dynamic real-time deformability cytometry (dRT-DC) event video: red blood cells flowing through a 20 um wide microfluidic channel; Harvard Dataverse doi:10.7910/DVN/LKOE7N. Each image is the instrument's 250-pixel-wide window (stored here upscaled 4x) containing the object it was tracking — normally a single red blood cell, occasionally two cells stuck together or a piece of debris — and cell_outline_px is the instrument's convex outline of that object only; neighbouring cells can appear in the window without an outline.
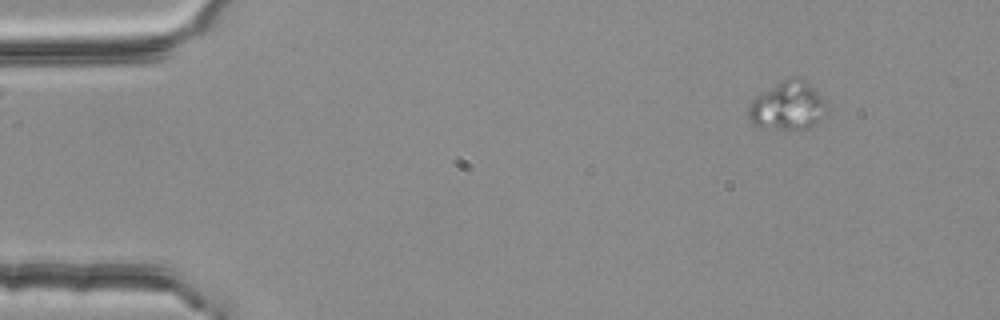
{"species": "common noctule bat (a hibernating species)", "species_latin": "Nyctalus noctula", "temperature_condition": "room temperature", "stored_images_in_passage": 3, "camera_frame_rate_fps": 3000, "um_per_image_px": 0.085, "animal": {"sex": "female", "body_mass_g": 25.1}, "frame": {"image": 1, "passage_image": 1, "time_ms": 0.0, "image_size_px": [1000, 320], "cell_outline_px": [[828, 112], [820, 120], [808, 128], [776, 128], [752, 124], [748, 120], [748, 104], [756, 96], [784, 80], [792, 76], [800, 76], [824, 100]], "centroid_in_image_um": [66.95, 8.99], "position_along_channel_um": 18.1, "area_um2": 21.62}}
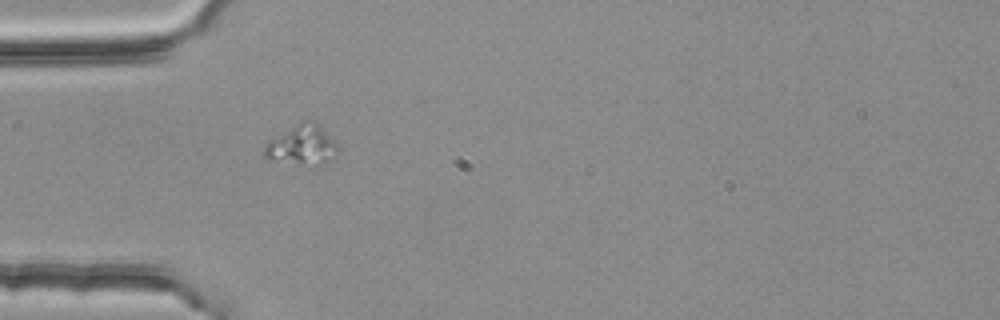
{"frame": {"image": 2, "passage_image": 3, "time_ms": 0.667, "image_size_px": [1000, 320], "cell_outline_px": [[336, 152], [324, 160], [268, 160], [264, 156], [264, 144], [268, 140], [296, 124], [316, 120], [320, 124], [336, 144]], "centroid_in_image_um": [25.57, 12.21], "position_along_channel_um": 59.4, "area_um2": 15.37}}